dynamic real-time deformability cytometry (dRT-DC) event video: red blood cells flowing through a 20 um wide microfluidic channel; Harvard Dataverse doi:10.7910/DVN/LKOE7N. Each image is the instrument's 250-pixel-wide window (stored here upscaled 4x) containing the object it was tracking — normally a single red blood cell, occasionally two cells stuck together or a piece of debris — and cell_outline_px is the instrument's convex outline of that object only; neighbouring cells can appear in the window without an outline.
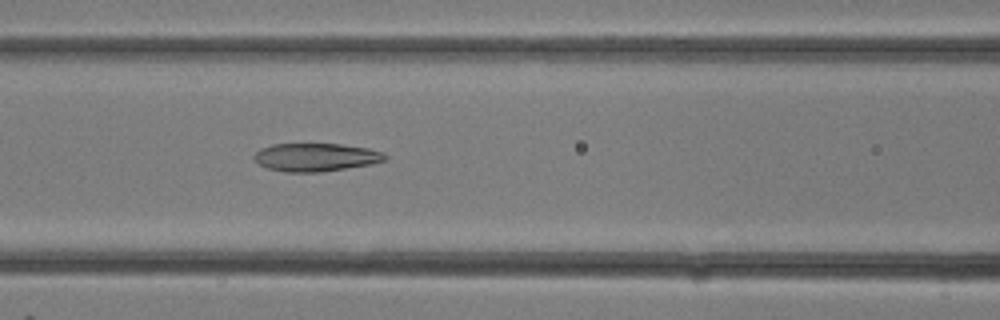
{"species": "common noctule bat (a hibernating species)", "species_latin": "Nyctalus noctula", "temperature_condition": "room temperature", "stored_images_in_passage": 9, "camera_frame_rate_fps": 3000, "um_per_image_px": 0.085, "animal": {"sex": "female"}, "frame": {"image": 1, "passage_image": 9, "time_ms": 2.667, "image_size_px": [1000, 320], "cell_outline_px": [[388, 156], [384, 160], [372, 164], [320, 172], [284, 172], [268, 168], [260, 164], [252, 156], [260, 148], [272, 144], [340, 144], [368, 148], [384, 152]], "centroid_in_image_um": [26.85, 13.36], "position_along_channel_um": 139.8, "area_um2": 21.44}}